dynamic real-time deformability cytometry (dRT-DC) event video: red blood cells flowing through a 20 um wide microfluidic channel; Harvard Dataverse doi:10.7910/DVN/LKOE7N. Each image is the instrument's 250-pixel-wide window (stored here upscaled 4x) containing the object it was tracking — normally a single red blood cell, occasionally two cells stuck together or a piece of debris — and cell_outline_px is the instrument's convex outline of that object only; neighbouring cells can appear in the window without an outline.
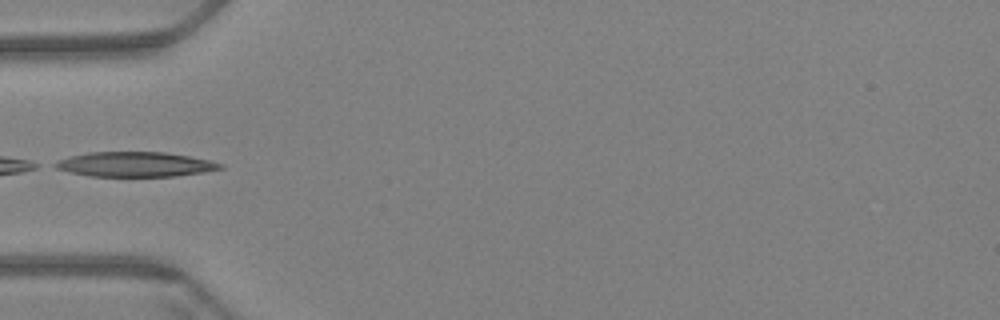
{"species": "Egyptian fruit bat (a non-hibernating species)", "species_latin": "Rousettus aegyptiacus", "temperature_condition": "warm", "stored_images_in_passage": 18, "camera_frame_rate_fps": 3000, "um_per_image_px": 0.085, "animal": {"sex": "female"}, "frame": {"image": 1, "passage_image": 1, "time_ms": 0.0, "image_size_px": [1000, 320], "cell_outline_px": [[224, 168], [204, 172], [176, 176], [88, 176], [68, 172], [56, 168], [48, 164], [56, 160], [88, 152], [164, 152], [188, 156], [208, 160], [224, 164]], "centroid_in_image_um": [11.43, 13.97], "position_along_channel_um": 73.6, "area_um2": 23.99}}